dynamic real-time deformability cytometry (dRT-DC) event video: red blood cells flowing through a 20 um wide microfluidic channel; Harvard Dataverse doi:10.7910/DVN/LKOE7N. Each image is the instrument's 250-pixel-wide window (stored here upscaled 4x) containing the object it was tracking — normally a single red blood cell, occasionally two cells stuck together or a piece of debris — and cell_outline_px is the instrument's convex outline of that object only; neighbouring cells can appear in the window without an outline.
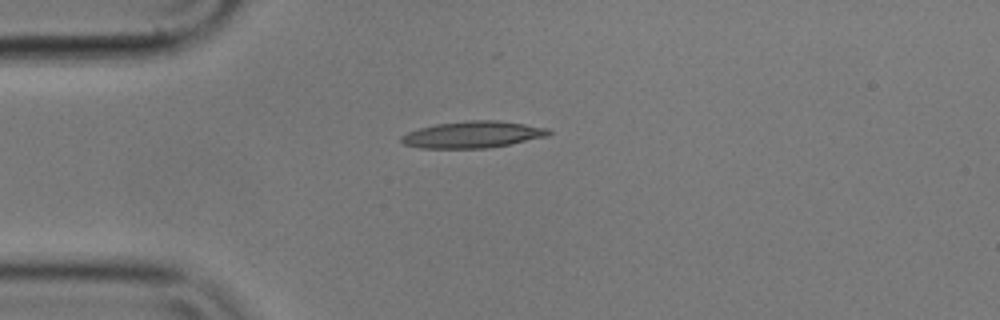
{"species": "common noctule bat (a hibernating species)", "species_latin": "Nyctalus noctula", "temperature_condition": "cold", "stored_images_in_passage": 7, "camera_frame_rate_fps": 3000, "um_per_image_px": 0.085, "animal": {"sex": "male", "body_mass_g": 17.9}, "frame": {"image": 1, "passage_image": 1, "time_ms": 0.0, "image_size_px": [1000, 320], "cell_outline_px": [[552, 132], [548, 136], [488, 148], [420, 148], [404, 144], [400, 140], [400, 136], [408, 132], [420, 128], [436, 124], [468, 120], [496, 120], [524, 124], [548, 128]], "centroid_in_image_um": [40.17, 11.44], "position_along_channel_um": 44.8, "area_um2": 22.77}}
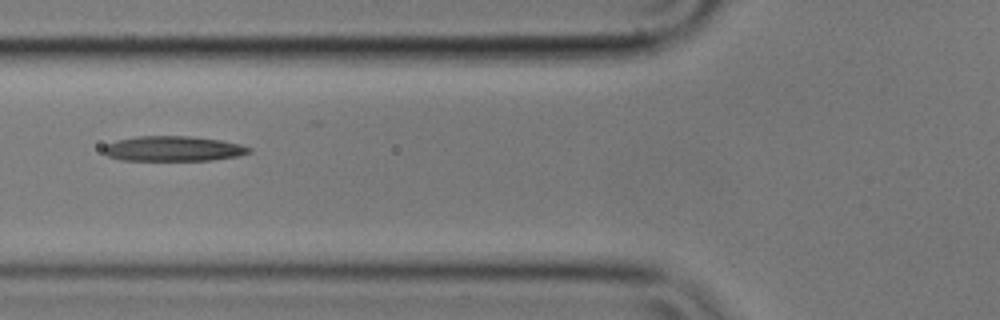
{"frame": {"image": 2, "passage_image": 3, "time_ms": 0.667, "image_size_px": [1000, 320], "cell_outline_px": [[252, 152], [236, 156], [212, 160], [120, 160], [108, 156], [100, 148], [104, 144], [116, 140], [136, 136], [188, 136], [220, 140], [240, 144], [252, 148]], "centroid_in_image_um": [14.67, 12.63], "position_along_channel_um": 111.1, "area_um2": 21.39}}
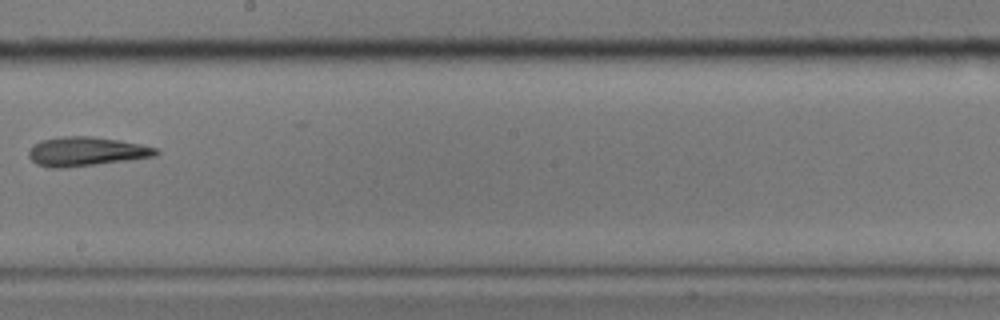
{"frame": {"image": 3, "passage_image": 6, "time_ms": 1.667, "image_size_px": [1000, 320], "cell_outline_px": [[160, 152], [156, 156], [132, 160], [64, 168], [48, 168], [36, 164], [28, 156], [28, 152], [32, 144], [40, 140], [64, 136], [92, 136], [120, 140], [140, 144], [156, 148]], "centroid_in_image_um": [7.31, 12.88], "position_along_channel_um": 240.9, "area_um2": 21.91}}